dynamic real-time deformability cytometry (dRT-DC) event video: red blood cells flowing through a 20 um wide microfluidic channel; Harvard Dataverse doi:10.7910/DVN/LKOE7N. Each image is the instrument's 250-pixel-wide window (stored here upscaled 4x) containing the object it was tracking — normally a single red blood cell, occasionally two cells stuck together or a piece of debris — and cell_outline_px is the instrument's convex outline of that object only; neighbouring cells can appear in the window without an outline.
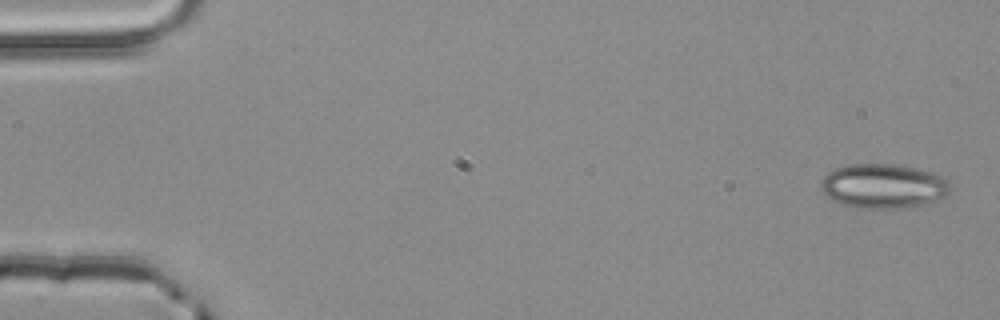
{"species": "common noctule bat (a hibernating species)", "species_latin": "Nyctalus noctula", "temperature_condition": "room temperature", "stored_images_in_passage": 3, "camera_frame_rate_fps": 3000, "um_per_image_px": 0.085, "animal": {"sex": "male", "body_mass_g": 20.4}, "frame": {"image": 1, "passage_image": 1, "time_ms": 0.0, "image_size_px": [1000, 320], "cell_outline_px": [[952, 188], [944, 196], [920, 204], [896, 208], [852, 208], [840, 204], [828, 196], [820, 188], [820, 180], [828, 172], [836, 168], [848, 164], [892, 164], [912, 168], [944, 176], [948, 180]], "centroid_in_image_um": [75.03, 15.81], "position_along_channel_um": 10.0, "area_um2": 33.18}}